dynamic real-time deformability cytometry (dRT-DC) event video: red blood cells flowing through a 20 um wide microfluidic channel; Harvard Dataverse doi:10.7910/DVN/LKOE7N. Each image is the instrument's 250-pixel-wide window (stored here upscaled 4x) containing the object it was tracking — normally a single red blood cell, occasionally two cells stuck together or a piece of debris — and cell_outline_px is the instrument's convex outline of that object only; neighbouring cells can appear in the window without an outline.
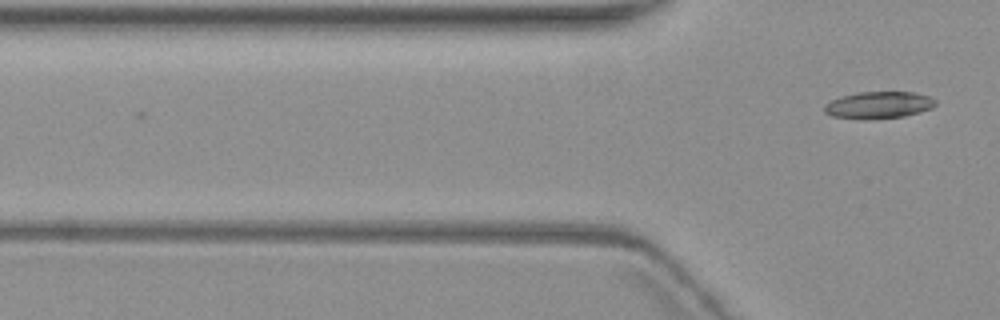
{"species": "common noctule bat (a hibernating species)", "species_latin": "Nyctalus noctula", "temperature_condition": "warm", "stored_images_in_passage": 5, "camera_frame_rate_fps": 3000, "um_per_image_px": 0.085, "animal": {"sex": "female", "body_mass_g": 19.3, "forearm_length_mm": 54.1}, "frame": {"image": 1, "passage_image": 5, "time_ms": 6.0, "image_size_px": [1000, 320], "cell_outline_px": [[936, 104], [932, 108], [920, 112], [904, 116], [832, 116], [824, 112], [824, 104], [840, 96], [856, 92], [912, 92], [928, 96], [936, 100]], "centroid_in_image_um": [74.72, 8.86], "position_along_channel_um": 51.1, "area_um2": 16.53}}